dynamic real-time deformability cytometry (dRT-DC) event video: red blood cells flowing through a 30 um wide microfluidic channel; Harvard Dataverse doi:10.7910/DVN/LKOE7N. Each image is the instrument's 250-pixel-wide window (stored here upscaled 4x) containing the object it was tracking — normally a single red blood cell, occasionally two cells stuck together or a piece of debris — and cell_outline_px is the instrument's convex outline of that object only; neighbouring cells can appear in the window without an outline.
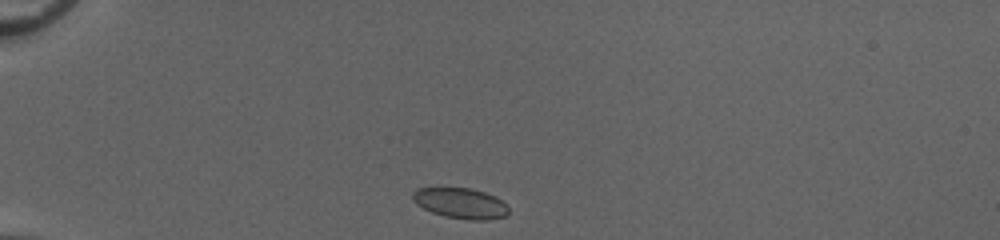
{"species": "common noctule bat (a hibernating species)", "species_latin": "Nyctalus noctula", "temperature_condition": "cold", "stored_images_in_passage": 38, "camera_frame_rate_fps": 3000, "um_per_image_px": 0.085, "animal": {"sex": "female", "body_mass_g": 20.0, "forearm_length_mm": 54.0}, "frame": {"image": 1, "passage_image": 1, "time_ms": 0.0, "image_size_px": [1000, 240], "cell_outline_px": [[508, 212], [504, 216], [488, 220], [468, 220], [444, 216], [432, 212], [416, 204], [412, 200], [412, 192], [416, 188], [472, 188], [496, 196], [508, 204]], "centroid_in_image_um": [39.16, 17.27], "position_along_channel_um": 45.8, "area_um2": 17.22}}
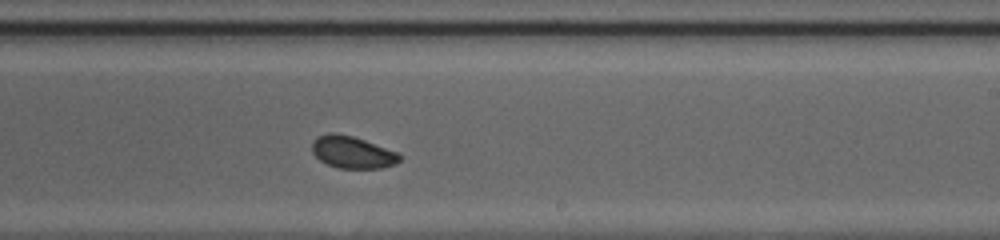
{"frame": {"image": 2, "passage_image": 20, "time_ms": 6.333, "image_size_px": [1000, 240], "cell_outline_px": [[400, 160], [396, 164], [380, 168], [340, 168], [328, 164], [320, 160], [312, 152], [312, 140], [316, 136], [328, 132], [336, 132], [352, 136], [400, 152]], "centroid_in_image_um": [29.94, 12.92], "position_along_channel_um": 259.1, "area_um2": 16.53}}
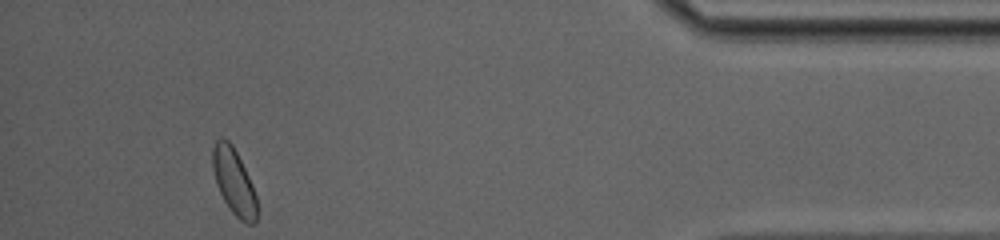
{"frame": {"image": 3, "passage_image": 35, "time_ms": 11.333, "image_size_px": [1000, 240], "cell_outline_px": [[256, 220], [252, 224], [248, 224], [240, 220], [232, 212], [224, 200], [216, 184], [212, 168], [212, 148], [216, 140], [220, 136], [228, 140], [232, 144], [252, 184], [256, 196]], "centroid_in_image_um": [19.85, 15.41], "position_along_channel_um": 415.3, "area_um2": 16.88}, "authors_computed_cell_mechanics": {"area_um2": 16.6464, "velocity_mm_per_s": 4.0594, "shape_relaxation_time_tau1_ms": 5.2545, "shape_relaxation_time_tau2_ms": 5.622, "deformation_change_tau1": 0.0818, "deformation_change_tau2": 0.0769}}